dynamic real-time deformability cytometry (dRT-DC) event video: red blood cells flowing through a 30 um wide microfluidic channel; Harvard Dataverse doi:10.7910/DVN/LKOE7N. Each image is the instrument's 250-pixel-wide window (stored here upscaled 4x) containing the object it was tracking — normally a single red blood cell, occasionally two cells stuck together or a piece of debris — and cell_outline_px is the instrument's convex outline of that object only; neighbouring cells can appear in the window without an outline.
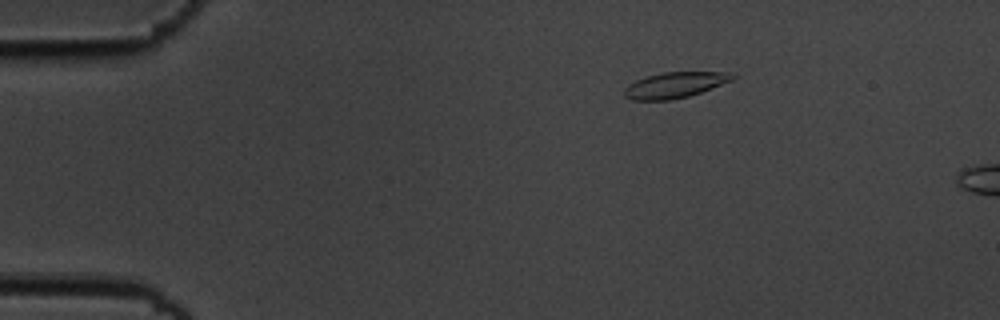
{"species": "common noctule bat (a hibernating species)", "species_latin": "Nyctalus noctula", "temperature_condition": "cold", "stored_images_in_passage": 4, "camera_frame_rate_fps": 3000, "um_per_image_px": 0.085, "animal": {"sex": "male", "body_mass_g": 19.5, "forearm_length_mm": 54.6}, "frame": {"image": 1, "passage_image": 3, "time_ms": 0.667, "image_size_px": [1000, 320], "cell_outline_px": [[736, 76], [732, 80], [700, 92], [688, 96], [672, 100], [632, 100], [624, 96], [624, 88], [628, 84], [636, 80], [648, 76], [664, 72], [728, 72]], "centroid_in_image_um": [57.32, 7.23], "position_along_channel_um": 27.7, "area_um2": 16.07}}